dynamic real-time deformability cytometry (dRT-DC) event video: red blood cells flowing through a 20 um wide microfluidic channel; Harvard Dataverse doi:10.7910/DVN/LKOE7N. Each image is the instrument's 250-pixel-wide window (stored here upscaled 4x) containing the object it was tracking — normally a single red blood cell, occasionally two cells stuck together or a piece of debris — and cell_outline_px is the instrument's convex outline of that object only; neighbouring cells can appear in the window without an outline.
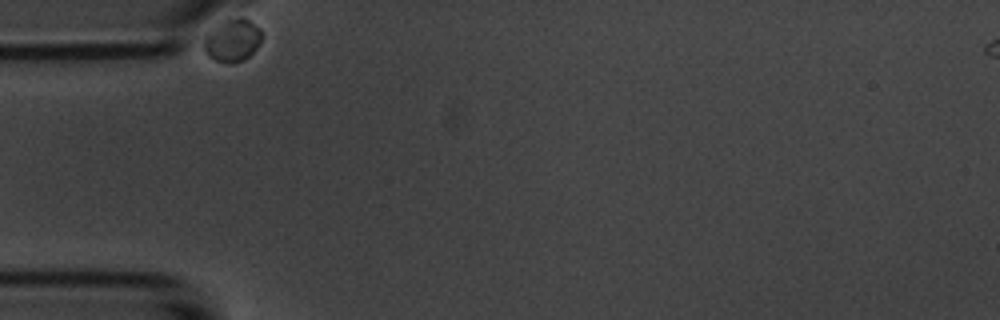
{"species": "common noctule bat (a hibernating species)", "species_latin": "Nyctalus noctula", "temperature_condition": "room temperature", "stored_images_in_passage": 11, "camera_frame_rate_fps": 3000, "um_per_image_px": 0.085, "animal": {"sex": "male", "body_mass_g": 20.1, "forearm_length_mm": 53.5}, "frame": {"image": 1, "passage_image": 1, "time_ms": 0.0, "image_size_px": [1000, 320], "cell_outline_px": [[260, 44], [244, 60], [232, 64], [228, 64], [216, 60], [208, 56], [204, 52], [204, 40], [212, 32], [232, 20], [240, 16], [248, 20], [260, 28]], "centroid_in_image_um": [19.8, 3.51], "position_along_channel_um": 65.2, "area_um2": 13.53}}
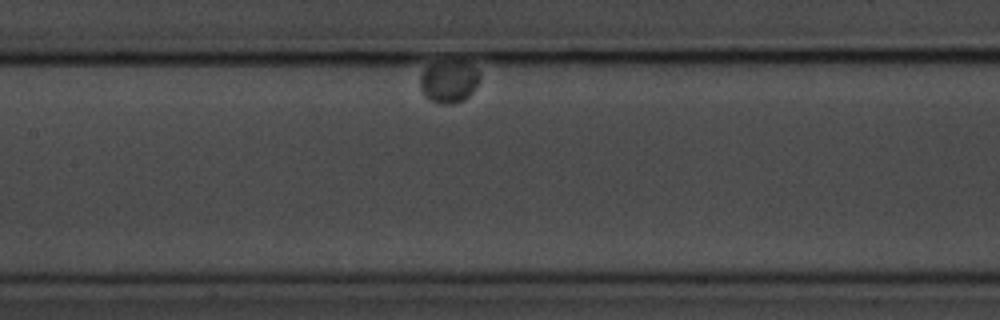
{"frame": {"image": 2, "passage_image": 5, "time_ms": 5.667, "image_size_px": [1000, 320], "cell_outline_px": [[480, 80], [472, 92], [464, 100], [456, 104], [440, 104], [424, 96], [420, 88], [420, 76], [424, 68], [432, 64], [464, 64], [476, 68], [480, 72]], "centroid_in_image_um": [38.14, 7.01], "position_along_channel_um": 169.3, "area_um2": 14.22}}
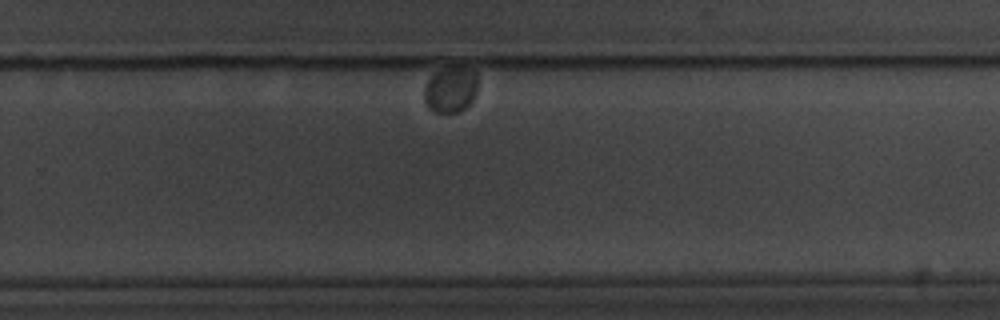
{"frame": {"image": 3, "passage_image": 10, "time_ms": 11.333, "image_size_px": [1000, 320], "cell_outline_px": [[476, 92], [472, 100], [460, 112], [436, 112], [428, 108], [424, 100], [424, 88], [428, 80], [436, 72], [444, 68], [456, 68], [476, 72]], "centroid_in_image_um": [38.27, 7.65], "position_along_channel_um": 291.5, "area_um2": 13.87}}